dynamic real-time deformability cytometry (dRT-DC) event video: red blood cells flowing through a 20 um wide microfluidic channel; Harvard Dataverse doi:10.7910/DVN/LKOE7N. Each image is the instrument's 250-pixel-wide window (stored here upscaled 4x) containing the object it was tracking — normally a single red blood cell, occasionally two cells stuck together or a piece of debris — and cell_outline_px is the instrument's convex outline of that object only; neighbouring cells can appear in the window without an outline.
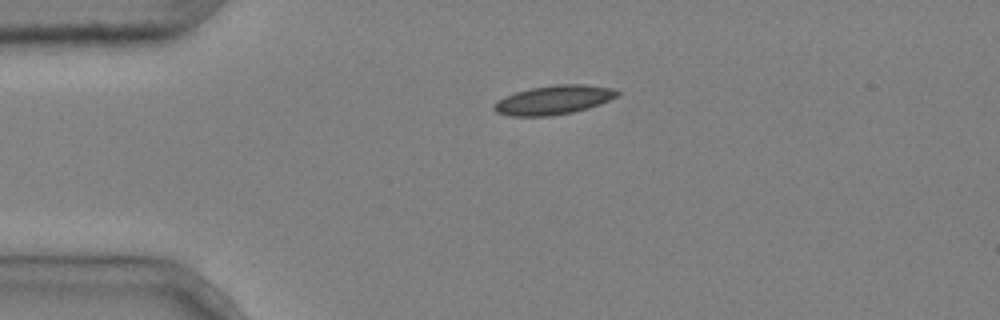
{"species": "common noctule bat (a hibernating species)", "species_latin": "Nyctalus noctula", "temperature_condition": "cold", "stored_images_in_passage": 2, "camera_frame_rate_fps": 3000, "um_per_image_px": 0.085, "animal": {"sex": "male", "body_mass_g": 20.4}, "frame": {"image": 1, "passage_image": 1, "time_ms": 0.0, "image_size_px": [1000, 320], "cell_outline_px": [[620, 92], [616, 96], [600, 104], [588, 108], [572, 112], [548, 116], [508, 116], [496, 112], [492, 108], [492, 104], [496, 100], [504, 96], [516, 92], [532, 88], [556, 84], [584, 84], [612, 88]], "centroid_in_image_um": [47.0, 8.5], "position_along_channel_um": 38.0, "area_um2": 20.87}}